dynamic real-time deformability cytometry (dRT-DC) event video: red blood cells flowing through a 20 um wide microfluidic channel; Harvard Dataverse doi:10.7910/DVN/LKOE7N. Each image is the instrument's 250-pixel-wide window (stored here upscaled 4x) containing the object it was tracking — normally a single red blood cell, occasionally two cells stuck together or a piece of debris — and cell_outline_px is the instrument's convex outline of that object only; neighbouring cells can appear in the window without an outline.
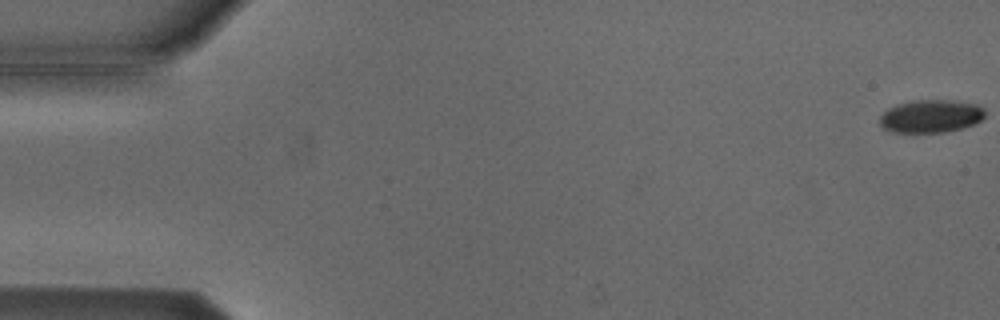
{"species": "Egyptian fruit bat (a non-hibernating species)", "species_latin": "Rousettus aegyptiacus", "temperature_condition": "cold", "stored_images_in_passage": 8, "camera_frame_rate_fps": 3000, "um_per_image_px": 0.085, "animal": {"sex": "male"}, "frame": {"image": 1, "passage_image": 1, "time_ms": 0.0, "image_size_px": [1000, 320], "cell_outline_px": [[984, 116], [976, 124], [944, 132], [892, 132], [884, 128], [880, 124], [880, 116], [888, 108], [896, 104], [916, 100], [952, 100], [976, 104], [984, 108]], "centroid_in_image_um": [79.12, 9.87], "position_along_channel_um": 5.9, "area_um2": 20.11}}
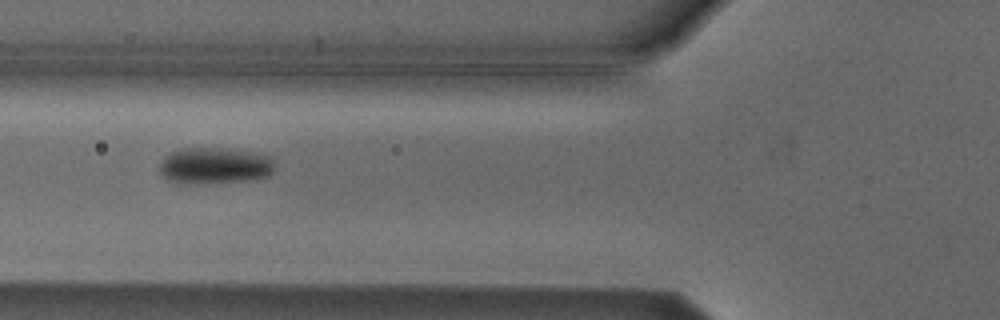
{"frame": {"image": 2, "passage_image": 6, "time_ms": 6.667, "image_size_px": [1000, 320], "cell_outline_px": [[272, 172], [268, 176], [256, 180], [200, 184], [176, 184], [168, 180], [160, 172], [160, 164], [164, 156], [172, 152], [184, 148], [220, 148], [252, 152], [268, 156], [272, 160]], "centroid_in_image_um": [18.21, 14.11], "position_along_channel_um": 107.6, "area_um2": 24.62}}
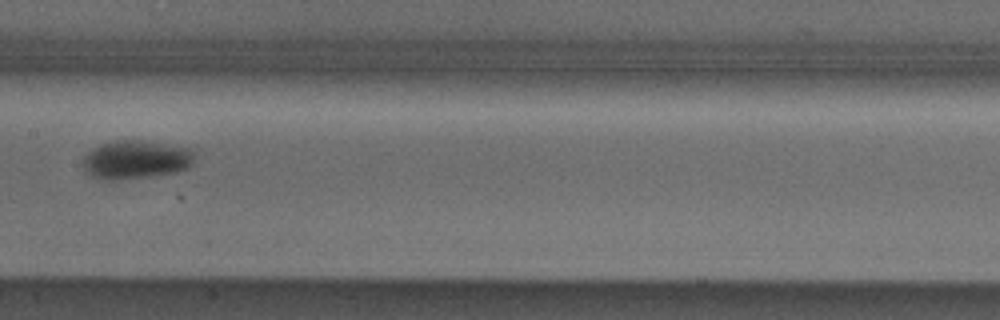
{"frame": {"image": 3, "passage_image": 8, "time_ms": 9.0, "image_size_px": [1000, 320], "cell_outline_px": [[196, 148], [192, 164], [188, 168], [176, 172], [148, 176], [116, 180], [100, 180], [84, 172], [84, 156], [92, 148], [100, 144], [116, 140], [136, 140]], "centroid_in_image_um": [11.56, 13.56], "position_along_channel_um": 195.8, "area_um2": 25.26}}